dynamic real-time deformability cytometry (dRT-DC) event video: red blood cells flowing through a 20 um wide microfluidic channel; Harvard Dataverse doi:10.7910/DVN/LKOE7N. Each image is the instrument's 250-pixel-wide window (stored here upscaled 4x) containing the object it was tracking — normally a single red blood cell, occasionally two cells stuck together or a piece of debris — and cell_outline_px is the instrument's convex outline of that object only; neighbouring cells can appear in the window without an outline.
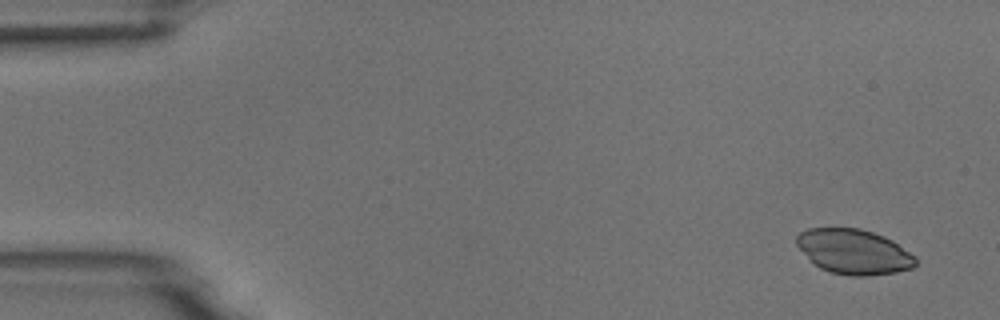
{"species": "common noctule bat (a hibernating species)", "species_latin": "Nyctalus noctula", "temperature_condition": "room temperature", "stored_images_in_passage": 6, "camera_frame_rate_fps": 3000, "um_per_image_px": 0.085, "animal": {"sex": "male", "body_mass_g": 18.8}, "frame": {"image": 1, "passage_image": 1, "time_ms": 0.0, "image_size_px": [1000, 320], "cell_outline_px": [[916, 264], [912, 268], [896, 272], [868, 276], [848, 276], [832, 272], [820, 268], [796, 244], [796, 236], [800, 232], [808, 228], [860, 228], [884, 236], [892, 240], [916, 256]], "centroid_in_image_um": [72.61, 21.39], "position_along_channel_um": 12.4, "area_um2": 30.98}}